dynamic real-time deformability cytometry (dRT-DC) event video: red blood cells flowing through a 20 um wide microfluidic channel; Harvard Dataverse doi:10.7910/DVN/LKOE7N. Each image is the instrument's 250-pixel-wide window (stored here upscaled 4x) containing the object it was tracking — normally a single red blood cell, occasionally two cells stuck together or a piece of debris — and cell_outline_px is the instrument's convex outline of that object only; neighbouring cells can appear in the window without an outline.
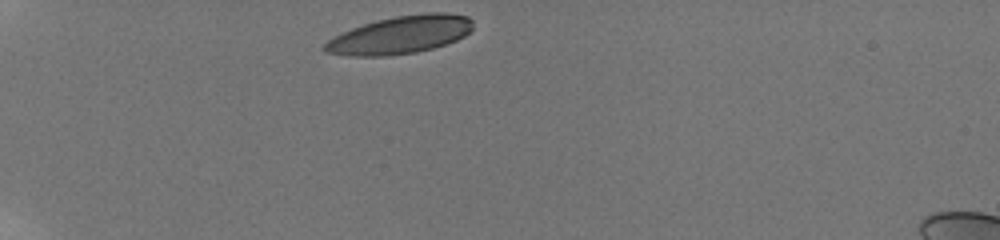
{"species": "human", "species_latin": "Homo sapiens", "temperature_condition": "room temperature", "stored_images_in_passage": 35, "camera_frame_rate_fps": 3000, "um_per_image_px": 0.085, "donor": {"sex": "male"}, "frame": {"image": 1, "passage_image": 1, "time_ms": 0.0, "image_size_px": [1000, 240], "cell_outline_px": [[472, 28], [464, 36], [456, 40], [432, 48], [416, 52], [388, 56], [348, 56], [324, 52], [320, 48], [328, 40], [352, 28], [376, 20], [396, 16], [428, 12], [444, 12], [468, 16], [472, 20]], "centroid_in_image_um": [34.0, 2.97], "position_along_channel_um": 51.0, "area_um2": 32.6}}
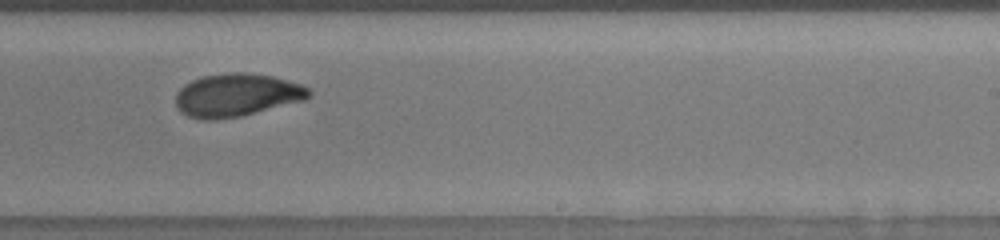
{"frame": {"image": 2, "passage_image": 22, "time_ms": 7.0, "image_size_px": [1000, 240], "cell_outline_px": [[312, 96], [304, 100], [240, 116], [216, 120], [200, 120], [188, 116], [180, 112], [176, 104], [176, 92], [184, 84], [192, 80], [204, 76], [232, 72], [244, 72], [272, 76], [288, 80], [300, 84], [308, 88], [312, 92]], "centroid_in_image_um": [20.1, 8.09], "position_along_channel_um": 268.9, "area_um2": 33.41}}
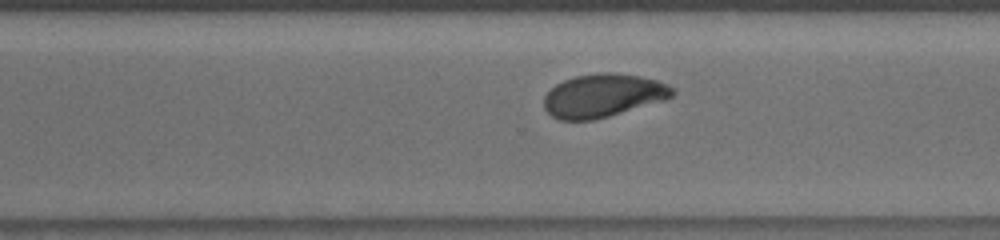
{"frame": {"image": 3, "passage_image": 26, "time_ms": 8.333, "image_size_px": [1000, 240], "cell_outline_px": [[676, 92], [668, 100], [608, 116], [592, 120], [560, 120], [552, 116], [544, 108], [544, 96], [556, 84], [564, 80], [576, 76], [600, 72], [608, 72], [640, 76], [656, 80], [668, 84], [676, 88]], "centroid_in_image_um": [51.31, 8.12], "position_along_channel_um": 319.3, "area_um2": 32.54}, "authors_computed_cell_mechanics": {"area_um2": 33.4084, "velocity_mm_per_s": 3.7869, "shape_relaxation_time_tau1_ms": 4.2696, "shape_relaxation_time_tau2_ms": 1.3572, "deformation_change_tau1": 0.1573, "deformation_change_tau2": 0.0583}}